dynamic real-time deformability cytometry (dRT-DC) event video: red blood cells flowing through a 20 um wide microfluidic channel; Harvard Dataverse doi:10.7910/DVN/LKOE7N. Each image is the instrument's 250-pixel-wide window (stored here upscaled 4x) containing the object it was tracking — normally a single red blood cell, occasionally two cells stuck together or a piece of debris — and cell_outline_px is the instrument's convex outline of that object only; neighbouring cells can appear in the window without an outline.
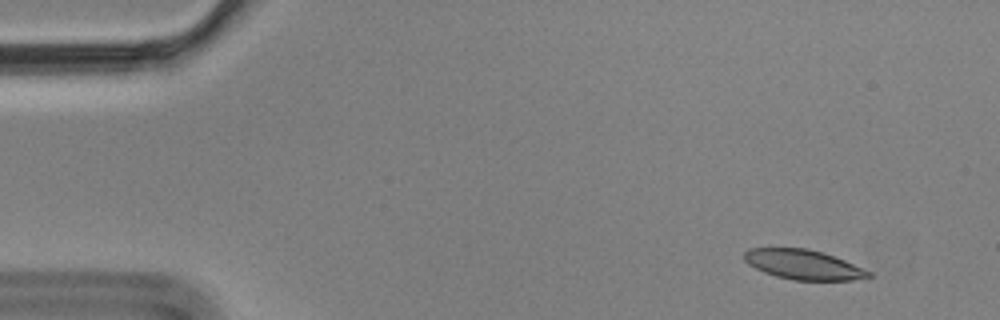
{"species": "Egyptian fruit bat (a non-hibernating species)", "species_latin": "Rousettus aegyptiacus", "temperature_condition": "cold", "stored_images_in_passage": 6, "camera_frame_rate_fps": 3000, "um_per_image_px": 0.085, "animal": {"sex": "male"}, "frame": {"image": 1, "passage_image": 2, "time_ms": 0.333, "image_size_px": [1000, 320], "cell_outline_px": [[872, 276], [852, 280], [792, 280], [776, 276], [764, 272], [748, 264], [744, 260], [744, 252], [748, 248], [808, 248], [844, 260], [872, 272]], "centroid_in_image_um": [68.26, 22.49], "position_along_channel_um": 16.7, "area_um2": 21.39}}
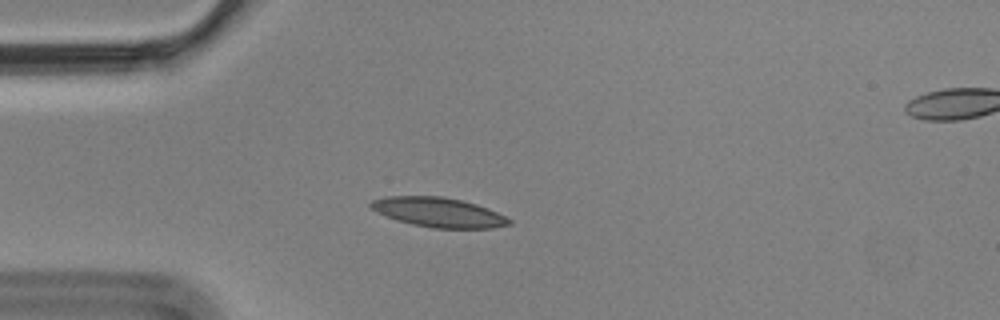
{"frame": {"image": 2, "passage_image": 5, "time_ms": 1.333, "image_size_px": [1000, 320], "cell_outline_px": [[512, 224], [492, 228], [432, 228], [412, 224], [396, 220], [376, 212], [368, 204], [372, 200], [384, 196], [444, 196], [476, 204], [488, 208], [512, 220]], "centroid_in_image_um": [37.25, 18.04], "position_along_channel_um": 47.7, "area_um2": 23.87}}